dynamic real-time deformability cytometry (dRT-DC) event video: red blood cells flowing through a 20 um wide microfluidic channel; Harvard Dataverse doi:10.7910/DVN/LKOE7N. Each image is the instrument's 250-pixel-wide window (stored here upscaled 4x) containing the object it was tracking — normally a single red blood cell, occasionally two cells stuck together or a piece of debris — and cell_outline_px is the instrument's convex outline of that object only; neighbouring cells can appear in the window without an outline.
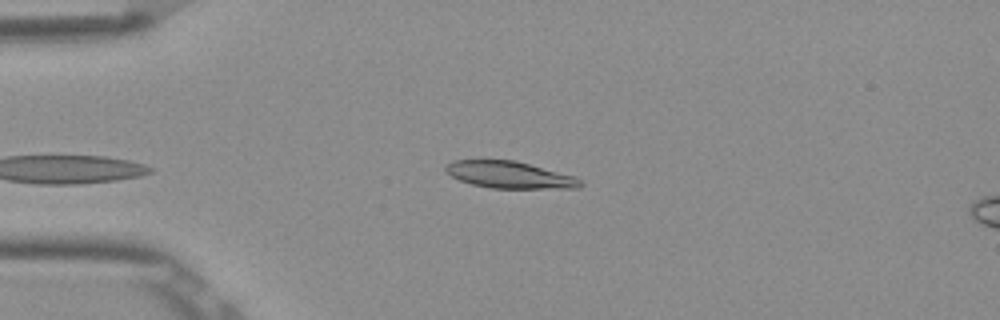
{"species": "Egyptian fruit bat (a non-hibernating species)", "species_latin": "Rousettus aegyptiacus", "temperature_condition": "room temperature", "stored_images_in_passage": 32, "camera_frame_rate_fps": 3000, "um_per_image_px": 0.085, "frame": {"image": 1, "passage_image": 2, "time_ms": 0.333, "image_size_px": [1000, 320], "cell_outline_px": [[584, 184], [580, 188], [492, 188], [472, 184], [460, 180], [444, 172], [444, 168], [452, 160], [516, 160], [576, 176]], "centroid_in_image_um": [43.34, 14.86], "position_along_channel_um": 41.7, "area_um2": 21.21}}
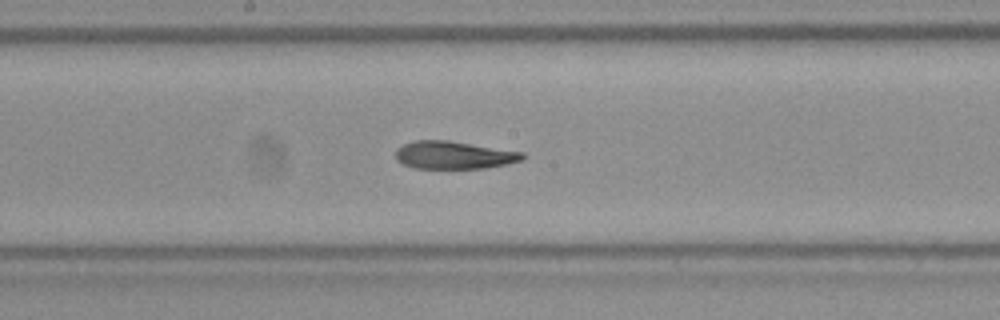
{"frame": {"image": 2, "passage_image": 17, "time_ms": 5.333, "image_size_px": [1000, 320], "cell_outline_px": [[524, 160], [508, 164], [484, 168], [416, 168], [404, 164], [396, 160], [396, 148], [404, 144], [416, 140], [448, 140], [524, 152]], "centroid_in_image_um": [38.6, 13.18], "position_along_channel_um": 209.6, "area_um2": 20.52}}
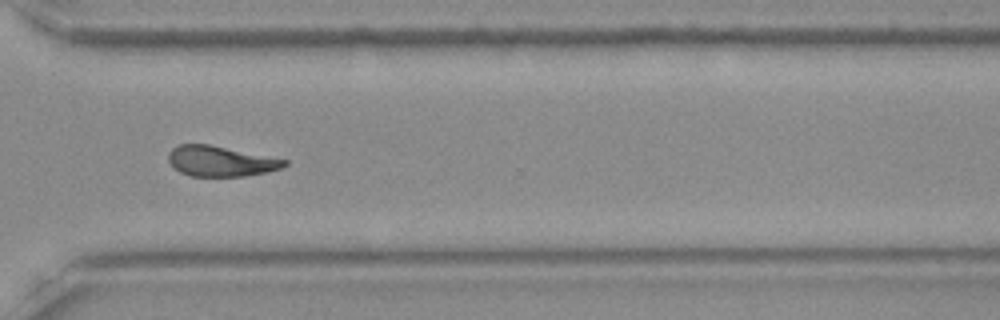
{"frame": {"image": 3, "passage_image": 28, "time_ms": 9.0, "image_size_px": [1000, 320], "cell_outline_px": [[288, 164], [280, 168], [268, 172], [244, 176], [192, 176], [180, 172], [168, 160], [168, 152], [172, 148], [180, 144], [208, 144], [288, 160]], "centroid_in_image_um": [18.75, 13.7], "position_along_channel_um": 351.8, "area_um2": 20.35}, "authors_computed_cell_mechanics": {"area_um2": 21.2415, "velocity_mm_per_s": 3.8819, "shape_relaxation_time_tau1_ms": 4.5036, "shape_relaxation_time_tau2_ms": 3.5597, "deformation_change_tau1": 0.1588, "deformation_change_tau2": 0.1233}}